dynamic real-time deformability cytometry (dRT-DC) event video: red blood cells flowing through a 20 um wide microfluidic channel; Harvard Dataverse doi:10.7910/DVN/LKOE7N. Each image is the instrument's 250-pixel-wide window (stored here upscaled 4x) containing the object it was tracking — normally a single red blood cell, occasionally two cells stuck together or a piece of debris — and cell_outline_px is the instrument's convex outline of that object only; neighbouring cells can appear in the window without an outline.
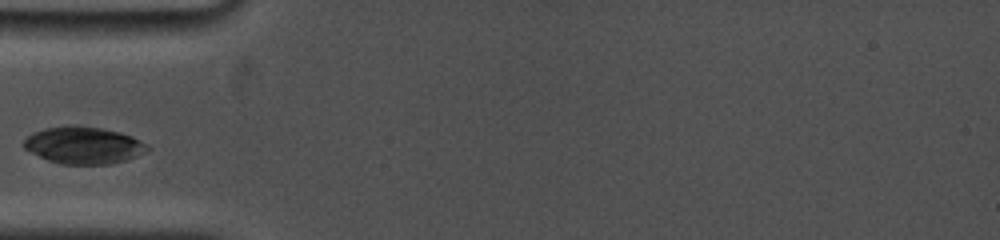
{"species": "common noctule bat (a hibernating species)", "species_latin": "Nyctalus noctula", "temperature_condition": "cold", "stored_images_in_passage": 3, "camera_frame_rate_fps": 5000, "um_per_image_px": 0.085, "animal": {"sex": "female", "body_mass_g": 19.0, "forearm_length_mm": 53.3}, "frame": {"image": 1, "passage_image": 1, "time_ms": 0.0, "image_size_px": [1000, 240], "cell_outline_px": [[152, 148], [148, 152], [124, 160], [108, 164], [60, 164], [48, 160], [24, 148], [24, 140], [32, 132], [44, 128], [68, 124], [76, 124], [100, 128], [120, 132], [132, 136], [148, 144]], "centroid_in_image_um": [7.13, 12.33], "position_along_channel_um": 77.9, "area_um2": 26.93}}
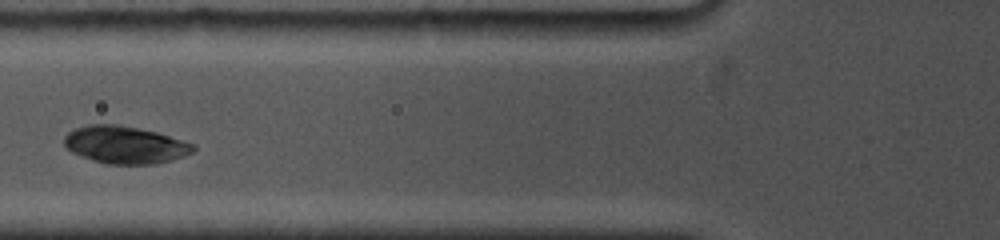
{"frame": {"image": 2, "passage_image": 2, "time_ms": 1.0, "image_size_px": [1000, 240], "cell_outline_px": [[196, 148], [192, 152], [184, 156], [172, 160], [156, 164], [108, 164], [92, 160], [72, 152], [64, 144], [64, 136], [68, 132], [76, 128], [88, 124], [116, 124], [140, 128], [156, 132], [196, 144]], "centroid_in_image_um": [10.64, 12.31], "position_along_channel_um": 115.2, "area_um2": 28.21}}
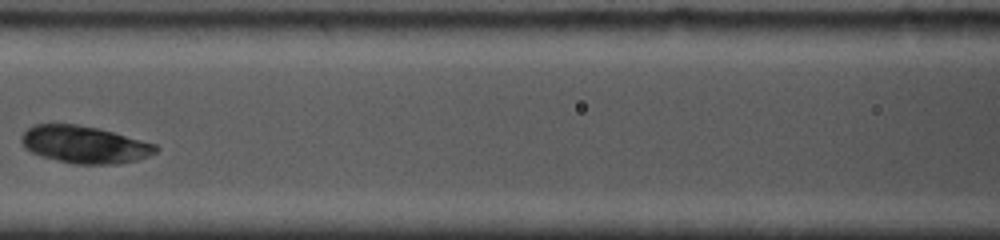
{"frame": {"image": 3, "passage_image": 3, "time_ms": 2.2, "image_size_px": [1000, 240], "cell_outline_px": [[160, 148], [156, 152], [148, 156], [136, 160], [116, 164], [72, 164], [40, 156], [24, 148], [20, 140], [20, 136], [32, 124], [76, 124], [96, 128], [112, 132], [156, 144]], "centroid_in_image_um": [7.14, 12.29], "position_along_channel_um": 159.5, "area_um2": 29.19}}